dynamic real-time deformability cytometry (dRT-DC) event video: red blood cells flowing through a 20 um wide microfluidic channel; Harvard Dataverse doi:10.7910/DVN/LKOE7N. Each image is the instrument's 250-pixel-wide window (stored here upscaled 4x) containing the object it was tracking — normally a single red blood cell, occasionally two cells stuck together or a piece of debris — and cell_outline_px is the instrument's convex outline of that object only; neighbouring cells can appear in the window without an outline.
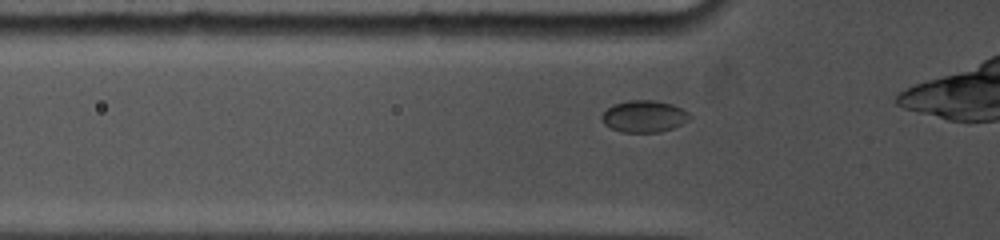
{"species": "common noctule bat (a hibernating species)", "species_latin": "Nyctalus noctula", "temperature_condition": "cold", "stored_images_in_passage": 63, "camera_frame_rate_fps": 5000, "um_per_image_px": 0.085, "animal": {"sex": "female", "body_mass_g": 19.0, "forearm_length_mm": 53.3}, "frame": {"image": 1, "passage_image": 8, "time_ms": 1.8, "image_size_px": [1000, 240], "cell_outline_px": [[692, 116], [688, 120], [672, 128], [660, 132], [620, 132], [604, 124], [600, 120], [600, 116], [612, 104], [628, 100], [656, 100], [672, 104], [688, 112]], "centroid_in_image_um": [54.71, 9.88], "position_along_channel_um": 71.1, "area_um2": 16.36}}
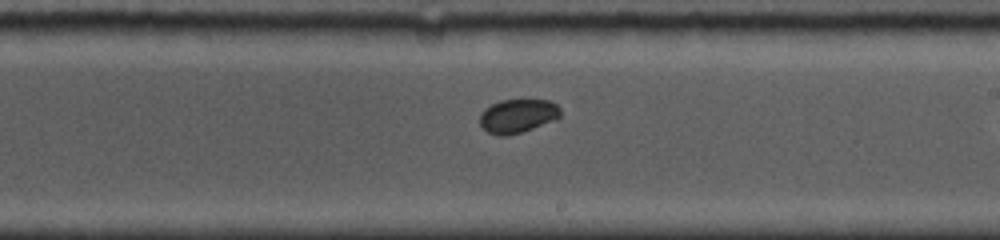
{"frame": {"image": 2, "passage_image": 28, "time_ms": 6.4, "image_size_px": [1000, 240], "cell_outline_px": [[560, 116], [556, 120], [508, 136], [500, 136], [488, 132], [480, 124], [480, 112], [484, 108], [500, 100], [548, 100], [556, 104], [560, 108]], "centroid_in_image_um": [43.99, 9.85], "position_along_channel_um": 245.0, "area_um2": 15.84}}
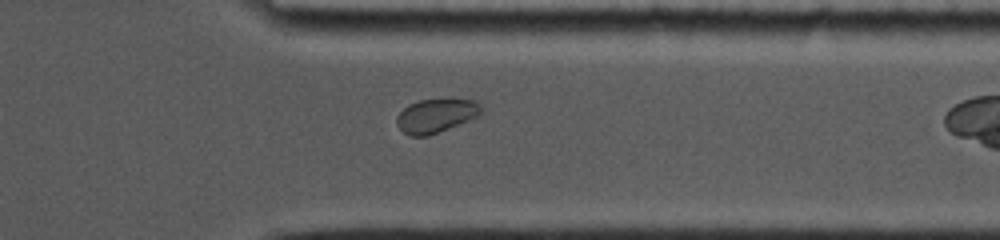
{"frame": {"image": 3, "passage_image": 45, "time_ms": 9.8, "image_size_px": [1000, 240], "cell_outline_px": [[484, 112], [480, 116], [428, 136], [408, 136], [396, 124], [396, 116], [408, 104], [420, 100], [476, 100], [480, 104]], "centroid_in_image_um": [37.07, 9.84], "position_along_channel_um": 374.3, "area_um2": 16.65}, "authors_computed_cell_mechanics": {"area_um2": 16.2418, "velocity_mm_per_s": 3.7885, "shape_relaxation_time_tau1_ms": 3.2311, "shape_relaxation_time_tau2_ms": null, "deformation_change_tau1": 0.0275, "deformation_change_tau2": null}}